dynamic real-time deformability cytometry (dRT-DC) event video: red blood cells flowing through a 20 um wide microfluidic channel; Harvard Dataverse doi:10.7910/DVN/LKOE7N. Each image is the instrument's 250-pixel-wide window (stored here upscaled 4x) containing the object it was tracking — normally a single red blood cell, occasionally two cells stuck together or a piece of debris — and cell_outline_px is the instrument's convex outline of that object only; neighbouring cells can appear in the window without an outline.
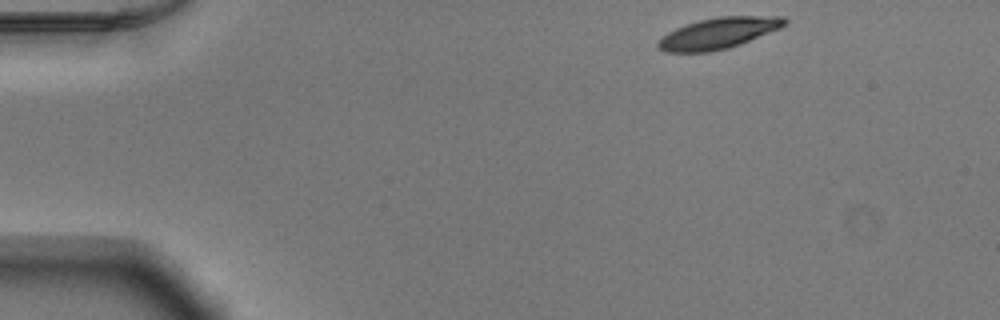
{"species": "Egyptian fruit bat (a non-hibernating species)", "species_latin": "Rousettus aegyptiacus", "temperature_condition": "warm", "stored_images_in_passage": 46, "camera_frame_rate_fps": 3000, "um_per_image_px": 0.085, "animal": {"sex": "male"}, "frame": {"image": 1, "passage_image": 1, "time_ms": 0.0, "image_size_px": [1000, 320], "cell_outline_px": [[788, 24], [780, 28], [740, 44], [728, 48], [708, 52], [664, 52], [656, 44], [668, 32], [676, 28], [700, 20], [720, 16], [784, 16], [788, 20]], "centroid_in_image_um": [61.11, 2.81], "position_along_channel_um": 23.9, "area_um2": 22.72}}
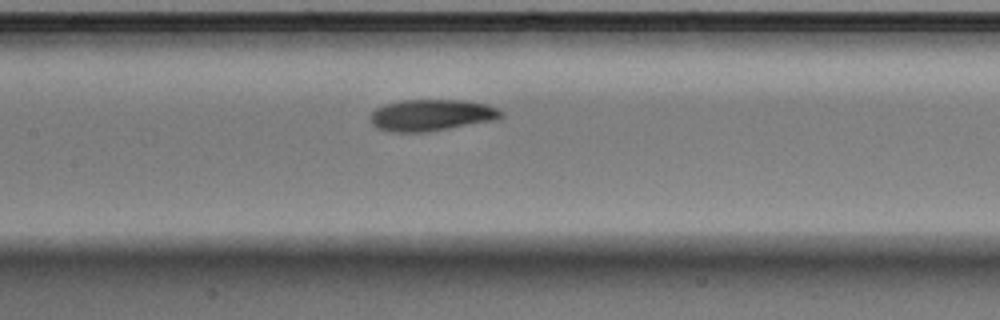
{"frame": {"image": 2, "passage_image": 19, "time_ms": 6.0, "image_size_px": [1000, 320], "cell_outline_px": [[504, 116], [496, 120], [428, 132], [392, 132], [376, 128], [372, 124], [368, 116], [376, 108], [384, 104], [404, 100], [460, 100], [484, 104], [496, 108], [504, 112]], "centroid_in_image_um": [36.65, 9.8], "position_along_channel_um": 170.8, "area_um2": 24.16}}
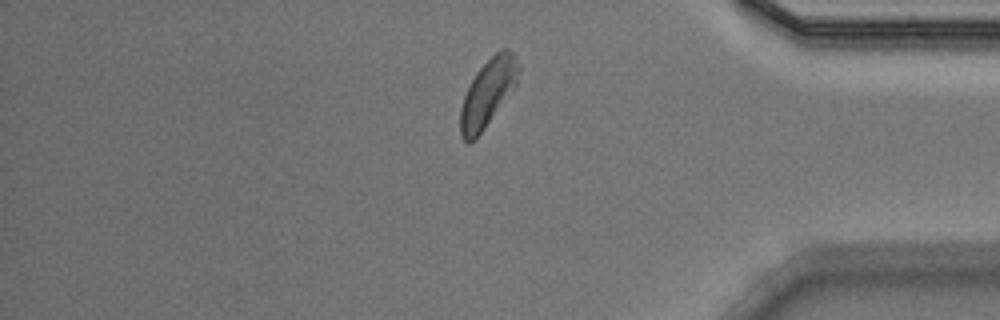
{"frame": {"image": 3, "passage_image": 38, "time_ms": 12.333, "image_size_px": [1000, 320], "cell_outline_px": [[520, 68], [516, 84], [476, 140], [468, 144], [460, 136], [460, 108], [464, 96], [476, 72], [500, 48], [508, 48], [516, 56]], "centroid_in_image_um": [41.45, 7.91], "position_along_channel_um": 393.7, "area_um2": 22.66}, "authors_computed_cell_mechanics": {"area_um2": 23.4957, "velocity_mm_per_s": 3.8633, "shape_relaxation_time_tau1_ms": 1.9585, "shape_relaxation_time_tau2_ms": 6.0837, "deformation_change_tau1": 0.1435, "deformation_change_tau2": 0.1273}}